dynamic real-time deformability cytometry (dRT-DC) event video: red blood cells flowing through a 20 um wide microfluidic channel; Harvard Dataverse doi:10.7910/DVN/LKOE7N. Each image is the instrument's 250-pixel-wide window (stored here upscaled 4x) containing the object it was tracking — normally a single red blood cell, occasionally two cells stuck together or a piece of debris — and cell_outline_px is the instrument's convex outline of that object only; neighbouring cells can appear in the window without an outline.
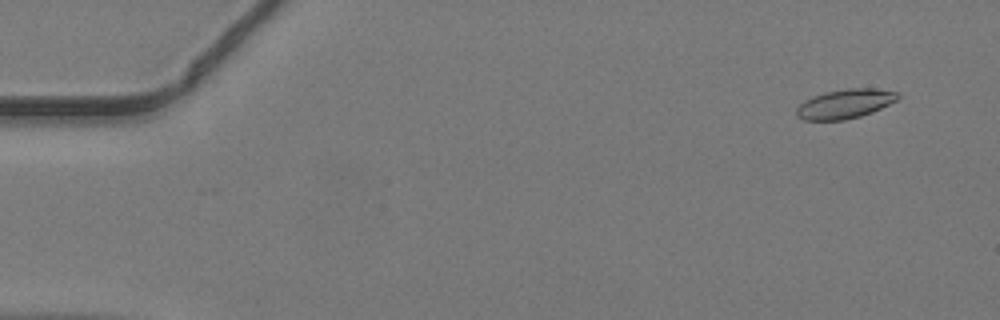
{"species": "common noctule bat (a hibernating species)", "species_latin": "Nyctalus noctula", "temperature_condition": "warm", "stored_images_in_passage": 49, "camera_frame_rate_fps": 3000, "um_per_image_px": 0.085, "animal": {"sex": "male", "body_mass_g": 19.2, "forearm_length_mm": 51.8}, "frame": {"image": 1, "passage_image": 4, "time_ms": 1.0, "image_size_px": [1000, 320], "cell_outline_px": [[900, 96], [896, 100], [872, 112], [860, 116], [844, 120], [804, 120], [796, 116], [796, 108], [804, 100], [812, 96], [824, 92], [848, 88], [872, 88], [900, 92]], "centroid_in_image_um": [71.8, 8.82], "position_along_channel_um": 13.2, "area_um2": 17.34}}
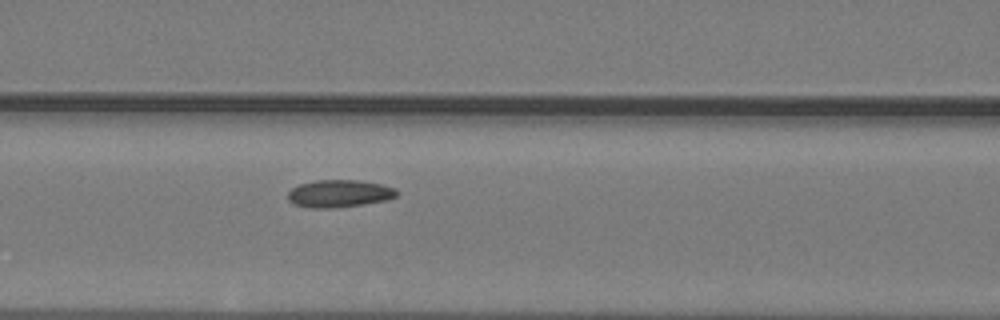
{"frame": {"image": 2, "passage_image": 22, "time_ms": 7.0, "image_size_px": [1000, 320], "cell_outline_px": [[400, 192], [396, 196], [388, 200], [364, 204], [332, 208], [308, 208], [296, 204], [288, 200], [288, 192], [292, 188], [300, 184], [316, 180], [360, 180], [380, 184], [396, 188]], "centroid_in_image_um": [28.87, 16.45], "position_along_channel_um": 137.7, "area_um2": 17.51}}
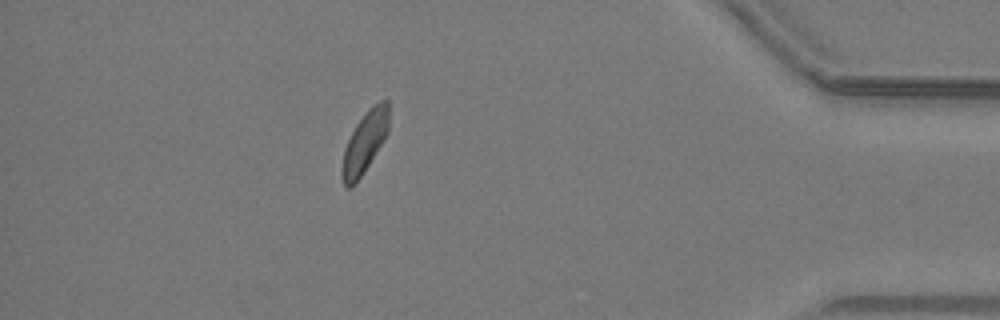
{"frame": {"image": 3, "passage_image": 44, "time_ms": 14.333, "image_size_px": [1000, 320], "cell_outline_px": [[388, 132], [384, 140], [352, 188], [348, 188], [344, 184], [340, 176], [340, 168], [344, 148], [356, 124], [380, 100], [388, 100]], "centroid_in_image_um": [30.96, 12.16], "position_along_channel_um": 404.2, "area_um2": 16.3}}